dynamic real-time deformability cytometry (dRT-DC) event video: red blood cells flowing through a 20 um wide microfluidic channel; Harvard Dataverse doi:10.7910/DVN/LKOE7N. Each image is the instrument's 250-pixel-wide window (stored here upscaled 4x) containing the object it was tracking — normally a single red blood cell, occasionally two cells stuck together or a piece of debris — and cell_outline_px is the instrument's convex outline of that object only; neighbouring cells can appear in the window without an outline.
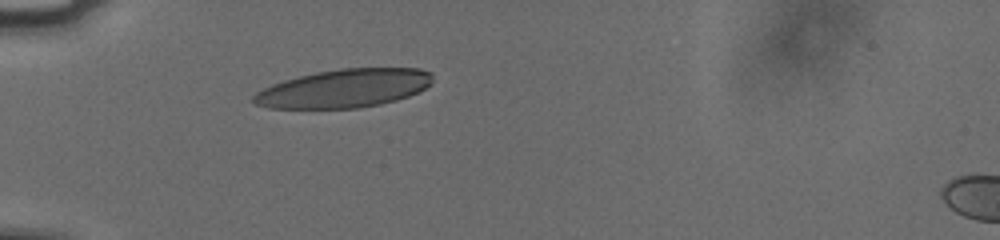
{"species": "human", "species_latin": "Homo sapiens", "temperature_condition": "cold", "stored_images_in_passage": 37, "camera_frame_rate_fps": 3000, "um_per_image_px": 0.085, "donor": {"sex": "male"}, "frame": {"image": 1, "passage_image": 4, "time_ms": 1.0, "image_size_px": [1000, 240], "cell_outline_px": [[432, 84], [408, 96], [396, 100], [380, 104], [360, 108], [268, 108], [252, 104], [252, 96], [256, 92], [272, 84], [284, 80], [316, 72], [340, 68], [420, 68], [432, 72]], "centroid_in_image_um": [29.23, 7.51], "position_along_channel_um": 55.8, "area_um2": 40.17}}
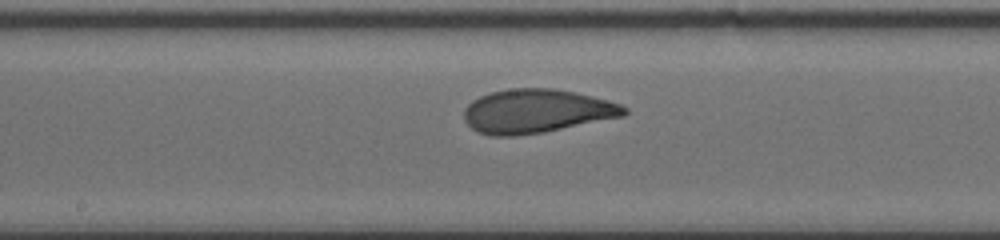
{"frame": {"image": 2, "passage_image": 17, "time_ms": 5.333, "image_size_px": [1000, 240], "cell_outline_px": [[628, 112], [624, 116], [544, 132], [516, 136], [492, 136], [476, 132], [464, 120], [464, 108], [472, 100], [480, 96], [492, 92], [508, 88], [552, 88], [572, 92], [608, 100], [620, 104], [628, 108]], "centroid_in_image_um": [45.58, 9.45], "position_along_channel_um": 202.6, "area_um2": 40.92}}
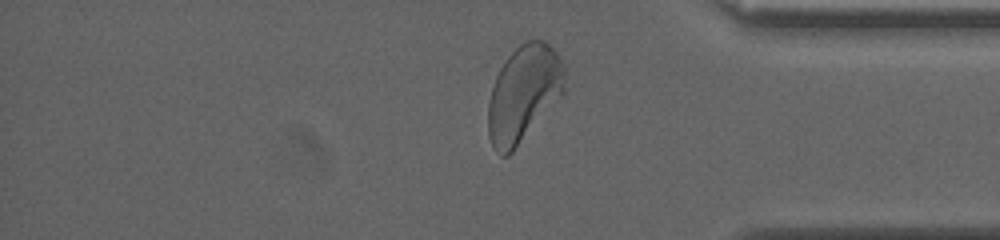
{"frame": {"image": 3, "passage_image": 33, "time_ms": 10.667, "image_size_px": [1000, 240], "cell_outline_px": [[564, 92], [512, 152], [508, 156], [500, 156], [496, 152], [488, 136], [488, 104], [492, 88], [496, 76], [500, 68], [508, 56], [520, 44], [528, 40], [544, 40], [556, 52], [564, 68]], "centroid_in_image_um": [44.48, 7.96], "position_along_channel_um": 390.7, "area_um2": 42.43}, "authors_computed_cell_mechanics": {"area_um2": 40.5178, "velocity_mm_per_s": 3.7473, "shape_relaxation_time_tau1_ms": 4.3049, "shape_relaxation_time_tau2_ms": 0.8153, "deformation_change_tau1": 0.1632, "deformation_change_tau2": 0.0722}}